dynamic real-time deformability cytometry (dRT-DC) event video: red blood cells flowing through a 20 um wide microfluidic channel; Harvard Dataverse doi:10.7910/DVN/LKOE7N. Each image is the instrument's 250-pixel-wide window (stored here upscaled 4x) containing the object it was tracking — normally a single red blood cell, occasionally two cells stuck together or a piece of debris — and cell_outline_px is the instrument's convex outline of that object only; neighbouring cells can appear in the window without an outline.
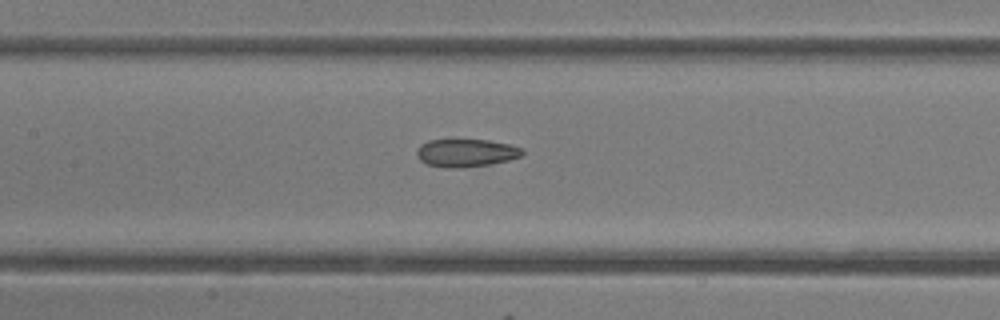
{"species": "common noctule bat (a hibernating species)", "species_latin": "Nyctalus noctula", "temperature_condition": "room temperature", "stored_images_in_passage": 32, "camera_frame_rate_fps": 3000, "um_per_image_px": 0.085, "animal": {"sex": "female"}, "frame": {"image": 1, "passage_image": 25, "time_ms": 8.0, "image_size_px": [1000, 320], "cell_outline_px": [[524, 152], [520, 156], [508, 160], [492, 164], [464, 168], [444, 168], [428, 164], [420, 160], [416, 156], [416, 152], [420, 144], [428, 140], [452, 136], [488, 140], [508, 144], [524, 148]], "centroid_in_image_um": [39.56, 12.95], "position_along_channel_um": 167.8, "area_um2": 18.15}}
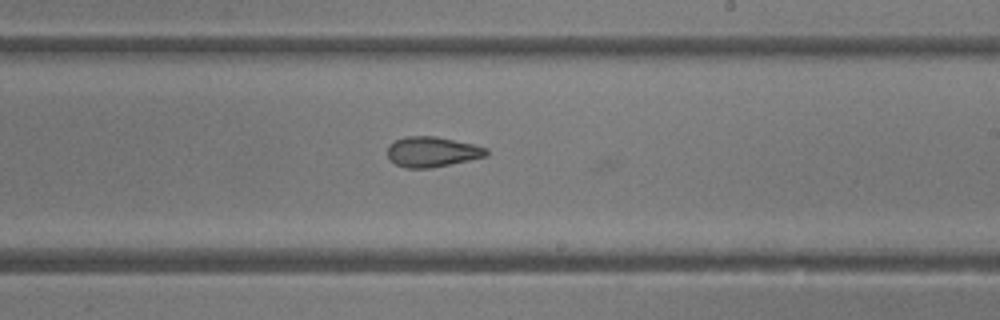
{"frame": {"image": 2, "passage_image": 31, "time_ms": 10.0, "image_size_px": [1000, 320], "cell_outline_px": [[488, 156], [428, 168], [404, 168], [396, 164], [388, 156], [388, 144], [404, 136], [436, 136], [472, 144], [488, 148]], "centroid_in_image_um": [36.72, 12.89], "position_along_channel_um": 252.3, "area_um2": 17.28}}